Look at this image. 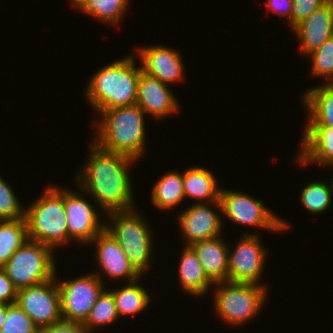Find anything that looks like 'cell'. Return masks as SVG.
Listing matches in <instances>:
<instances>
[{
    "label": "cell",
    "instance_id": "35",
    "mask_svg": "<svg viewBox=\"0 0 333 333\" xmlns=\"http://www.w3.org/2000/svg\"><path fill=\"white\" fill-rule=\"evenodd\" d=\"M266 11L287 17V25L291 28L292 0H266ZM268 9V10H267Z\"/></svg>",
    "mask_w": 333,
    "mask_h": 333
},
{
    "label": "cell",
    "instance_id": "5",
    "mask_svg": "<svg viewBox=\"0 0 333 333\" xmlns=\"http://www.w3.org/2000/svg\"><path fill=\"white\" fill-rule=\"evenodd\" d=\"M105 230L119 243L134 269L144 277L153 259V238L148 221L137 208L106 214ZM145 218V219H144Z\"/></svg>",
    "mask_w": 333,
    "mask_h": 333
},
{
    "label": "cell",
    "instance_id": "31",
    "mask_svg": "<svg viewBox=\"0 0 333 333\" xmlns=\"http://www.w3.org/2000/svg\"><path fill=\"white\" fill-rule=\"evenodd\" d=\"M0 333H39L31 318L16 304H8Z\"/></svg>",
    "mask_w": 333,
    "mask_h": 333
},
{
    "label": "cell",
    "instance_id": "26",
    "mask_svg": "<svg viewBox=\"0 0 333 333\" xmlns=\"http://www.w3.org/2000/svg\"><path fill=\"white\" fill-rule=\"evenodd\" d=\"M25 218L0 220V268L28 241Z\"/></svg>",
    "mask_w": 333,
    "mask_h": 333
},
{
    "label": "cell",
    "instance_id": "27",
    "mask_svg": "<svg viewBox=\"0 0 333 333\" xmlns=\"http://www.w3.org/2000/svg\"><path fill=\"white\" fill-rule=\"evenodd\" d=\"M324 180L311 181L304 186L300 192V202L304 209L313 215L327 212L331 207L333 198V189L329 183Z\"/></svg>",
    "mask_w": 333,
    "mask_h": 333
},
{
    "label": "cell",
    "instance_id": "4",
    "mask_svg": "<svg viewBox=\"0 0 333 333\" xmlns=\"http://www.w3.org/2000/svg\"><path fill=\"white\" fill-rule=\"evenodd\" d=\"M33 203L25 206L28 239L50 247L54 252L68 245L64 188L48 185Z\"/></svg>",
    "mask_w": 333,
    "mask_h": 333
},
{
    "label": "cell",
    "instance_id": "6",
    "mask_svg": "<svg viewBox=\"0 0 333 333\" xmlns=\"http://www.w3.org/2000/svg\"><path fill=\"white\" fill-rule=\"evenodd\" d=\"M213 288L209 294L214 295L215 315L226 326L242 328L261 314L268 300V288L258 284L224 281L216 282Z\"/></svg>",
    "mask_w": 333,
    "mask_h": 333
},
{
    "label": "cell",
    "instance_id": "28",
    "mask_svg": "<svg viewBox=\"0 0 333 333\" xmlns=\"http://www.w3.org/2000/svg\"><path fill=\"white\" fill-rule=\"evenodd\" d=\"M119 319L113 294L105 289L98 297L89 317L83 324L90 333H93L94 330H97V327L109 326Z\"/></svg>",
    "mask_w": 333,
    "mask_h": 333
},
{
    "label": "cell",
    "instance_id": "32",
    "mask_svg": "<svg viewBox=\"0 0 333 333\" xmlns=\"http://www.w3.org/2000/svg\"><path fill=\"white\" fill-rule=\"evenodd\" d=\"M329 0H292L291 29Z\"/></svg>",
    "mask_w": 333,
    "mask_h": 333
},
{
    "label": "cell",
    "instance_id": "38",
    "mask_svg": "<svg viewBox=\"0 0 333 333\" xmlns=\"http://www.w3.org/2000/svg\"><path fill=\"white\" fill-rule=\"evenodd\" d=\"M331 167H333V164H332V165H330V168H331ZM331 169H333V168H331ZM331 181H332V182H329V183L331 184V186H332V189H333V176H332V179H331Z\"/></svg>",
    "mask_w": 333,
    "mask_h": 333
},
{
    "label": "cell",
    "instance_id": "19",
    "mask_svg": "<svg viewBox=\"0 0 333 333\" xmlns=\"http://www.w3.org/2000/svg\"><path fill=\"white\" fill-rule=\"evenodd\" d=\"M222 236L190 245L205 273L214 283L228 281L229 244L224 241Z\"/></svg>",
    "mask_w": 333,
    "mask_h": 333
},
{
    "label": "cell",
    "instance_id": "17",
    "mask_svg": "<svg viewBox=\"0 0 333 333\" xmlns=\"http://www.w3.org/2000/svg\"><path fill=\"white\" fill-rule=\"evenodd\" d=\"M292 33L299 39V53L305 57L333 37V0L296 25Z\"/></svg>",
    "mask_w": 333,
    "mask_h": 333
},
{
    "label": "cell",
    "instance_id": "10",
    "mask_svg": "<svg viewBox=\"0 0 333 333\" xmlns=\"http://www.w3.org/2000/svg\"><path fill=\"white\" fill-rule=\"evenodd\" d=\"M55 273L61 297V314L65 321L84 323L105 284L92 272L71 279H60ZM58 277V278H57Z\"/></svg>",
    "mask_w": 333,
    "mask_h": 333
},
{
    "label": "cell",
    "instance_id": "16",
    "mask_svg": "<svg viewBox=\"0 0 333 333\" xmlns=\"http://www.w3.org/2000/svg\"><path fill=\"white\" fill-rule=\"evenodd\" d=\"M136 104L156 121L180 112L179 99L172 88L144 71L138 78Z\"/></svg>",
    "mask_w": 333,
    "mask_h": 333
},
{
    "label": "cell",
    "instance_id": "11",
    "mask_svg": "<svg viewBox=\"0 0 333 333\" xmlns=\"http://www.w3.org/2000/svg\"><path fill=\"white\" fill-rule=\"evenodd\" d=\"M83 192L79 187L76 192L72 191L71 188H65L64 207L68 221V243H79V245L87 247L105 229V222L100 216L98 208L95 209L96 205L93 206L90 201L86 200L90 196H85V192Z\"/></svg>",
    "mask_w": 333,
    "mask_h": 333
},
{
    "label": "cell",
    "instance_id": "22",
    "mask_svg": "<svg viewBox=\"0 0 333 333\" xmlns=\"http://www.w3.org/2000/svg\"><path fill=\"white\" fill-rule=\"evenodd\" d=\"M183 189L186 198L193 203H212L220 200L221 189L211 170L202 166L188 167L182 172Z\"/></svg>",
    "mask_w": 333,
    "mask_h": 333
},
{
    "label": "cell",
    "instance_id": "18",
    "mask_svg": "<svg viewBox=\"0 0 333 333\" xmlns=\"http://www.w3.org/2000/svg\"><path fill=\"white\" fill-rule=\"evenodd\" d=\"M296 161L299 165H319L321 167L333 164V128L304 127Z\"/></svg>",
    "mask_w": 333,
    "mask_h": 333
},
{
    "label": "cell",
    "instance_id": "1",
    "mask_svg": "<svg viewBox=\"0 0 333 333\" xmlns=\"http://www.w3.org/2000/svg\"><path fill=\"white\" fill-rule=\"evenodd\" d=\"M89 155L76 174L75 182L97 203L101 213L126 211L135 208L130 167L137 160L119 153L103 150L90 141ZM135 203V204H134Z\"/></svg>",
    "mask_w": 333,
    "mask_h": 333
},
{
    "label": "cell",
    "instance_id": "14",
    "mask_svg": "<svg viewBox=\"0 0 333 333\" xmlns=\"http://www.w3.org/2000/svg\"><path fill=\"white\" fill-rule=\"evenodd\" d=\"M92 243L96 251V253L94 252L95 263L99 268H97V272L93 273L104 284L105 276L110 278V281L123 280L126 283L142 278L129 262L119 243L105 229L90 242V244Z\"/></svg>",
    "mask_w": 333,
    "mask_h": 333
},
{
    "label": "cell",
    "instance_id": "9",
    "mask_svg": "<svg viewBox=\"0 0 333 333\" xmlns=\"http://www.w3.org/2000/svg\"><path fill=\"white\" fill-rule=\"evenodd\" d=\"M246 233V234H245ZM237 239L234 248L228 249V281L266 286L262 283L263 271L269 250L262 244L258 232H245ZM232 248V249H231ZM233 250V251H232Z\"/></svg>",
    "mask_w": 333,
    "mask_h": 333
},
{
    "label": "cell",
    "instance_id": "2",
    "mask_svg": "<svg viewBox=\"0 0 333 333\" xmlns=\"http://www.w3.org/2000/svg\"><path fill=\"white\" fill-rule=\"evenodd\" d=\"M145 112L137 105L120 106L93 115L94 138L100 148L139 160L145 155ZM102 117V118H100Z\"/></svg>",
    "mask_w": 333,
    "mask_h": 333
},
{
    "label": "cell",
    "instance_id": "37",
    "mask_svg": "<svg viewBox=\"0 0 333 333\" xmlns=\"http://www.w3.org/2000/svg\"><path fill=\"white\" fill-rule=\"evenodd\" d=\"M81 0H71L72 6H76Z\"/></svg>",
    "mask_w": 333,
    "mask_h": 333
},
{
    "label": "cell",
    "instance_id": "33",
    "mask_svg": "<svg viewBox=\"0 0 333 333\" xmlns=\"http://www.w3.org/2000/svg\"><path fill=\"white\" fill-rule=\"evenodd\" d=\"M18 289L9 279L6 271L0 268V304H14Z\"/></svg>",
    "mask_w": 333,
    "mask_h": 333
},
{
    "label": "cell",
    "instance_id": "24",
    "mask_svg": "<svg viewBox=\"0 0 333 333\" xmlns=\"http://www.w3.org/2000/svg\"><path fill=\"white\" fill-rule=\"evenodd\" d=\"M153 187L151 204L153 203L154 207L161 211H173L175 206L181 205V202L185 200L181 172L176 170L165 172Z\"/></svg>",
    "mask_w": 333,
    "mask_h": 333
},
{
    "label": "cell",
    "instance_id": "36",
    "mask_svg": "<svg viewBox=\"0 0 333 333\" xmlns=\"http://www.w3.org/2000/svg\"><path fill=\"white\" fill-rule=\"evenodd\" d=\"M6 312H7V304H0V329L5 322Z\"/></svg>",
    "mask_w": 333,
    "mask_h": 333
},
{
    "label": "cell",
    "instance_id": "34",
    "mask_svg": "<svg viewBox=\"0 0 333 333\" xmlns=\"http://www.w3.org/2000/svg\"><path fill=\"white\" fill-rule=\"evenodd\" d=\"M39 333H90L83 323L59 321L39 330Z\"/></svg>",
    "mask_w": 333,
    "mask_h": 333
},
{
    "label": "cell",
    "instance_id": "20",
    "mask_svg": "<svg viewBox=\"0 0 333 333\" xmlns=\"http://www.w3.org/2000/svg\"><path fill=\"white\" fill-rule=\"evenodd\" d=\"M301 96L307 113L305 127L333 128V83H320Z\"/></svg>",
    "mask_w": 333,
    "mask_h": 333
},
{
    "label": "cell",
    "instance_id": "13",
    "mask_svg": "<svg viewBox=\"0 0 333 333\" xmlns=\"http://www.w3.org/2000/svg\"><path fill=\"white\" fill-rule=\"evenodd\" d=\"M212 204V205H211ZM216 211H214V209ZM220 211L221 214H219ZM177 222L181 229L184 246L221 236L225 228L222 221V207L220 201L212 203L191 204L177 214Z\"/></svg>",
    "mask_w": 333,
    "mask_h": 333
},
{
    "label": "cell",
    "instance_id": "25",
    "mask_svg": "<svg viewBox=\"0 0 333 333\" xmlns=\"http://www.w3.org/2000/svg\"><path fill=\"white\" fill-rule=\"evenodd\" d=\"M131 0H81L74 8L109 26L121 23Z\"/></svg>",
    "mask_w": 333,
    "mask_h": 333
},
{
    "label": "cell",
    "instance_id": "23",
    "mask_svg": "<svg viewBox=\"0 0 333 333\" xmlns=\"http://www.w3.org/2000/svg\"><path fill=\"white\" fill-rule=\"evenodd\" d=\"M140 279L125 284L123 287H116L109 291L113 294L116 309L119 317L134 316L145 312L151 305V297L148 289L140 284ZM145 310V311H144Z\"/></svg>",
    "mask_w": 333,
    "mask_h": 333
},
{
    "label": "cell",
    "instance_id": "21",
    "mask_svg": "<svg viewBox=\"0 0 333 333\" xmlns=\"http://www.w3.org/2000/svg\"><path fill=\"white\" fill-rule=\"evenodd\" d=\"M178 263V282L190 296L203 297L210 292L214 282L207 276L199 259L190 246H184Z\"/></svg>",
    "mask_w": 333,
    "mask_h": 333
},
{
    "label": "cell",
    "instance_id": "7",
    "mask_svg": "<svg viewBox=\"0 0 333 333\" xmlns=\"http://www.w3.org/2000/svg\"><path fill=\"white\" fill-rule=\"evenodd\" d=\"M50 247L28 240L4 265L9 279L19 290L45 283L55 277L58 264Z\"/></svg>",
    "mask_w": 333,
    "mask_h": 333
},
{
    "label": "cell",
    "instance_id": "8",
    "mask_svg": "<svg viewBox=\"0 0 333 333\" xmlns=\"http://www.w3.org/2000/svg\"><path fill=\"white\" fill-rule=\"evenodd\" d=\"M219 201L223 217L225 215V218L230 219L232 223L275 233H283L291 226L289 222L268 209L262 200L245 192L221 188Z\"/></svg>",
    "mask_w": 333,
    "mask_h": 333
},
{
    "label": "cell",
    "instance_id": "30",
    "mask_svg": "<svg viewBox=\"0 0 333 333\" xmlns=\"http://www.w3.org/2000/svg\"><path fill=\"white\" fill-rule=\"evenodd\" d=\"M16 194L0 175V220L25 218V207Z\"/></svg>",
    "mask_w": 333,
    "mask_h": 333
},
{
    "label": "cell",
    "instance_id": "12",
    "mask_svg": "<svg viewBox=\"0 0 333 333\" xmlns=\"http://www.w3.org/2000/svg\"><path fill=\"white\" fill-rule=\"evenodd\" d=\"M15 303L39 330L63 320L61 297L55 277L45 283L19 289Z\"/></svg>",
    "mask_w": 333,
    "mask_h": 333
},
{
    "label": "cell",
    "instance_id": "15",
    "mask_svg": "<svg viewBox=\"0 0 333 333\" xmlns=\"http://www.w3.org/2000/svg\"><path fill=\"white\" fill-rule=\"evenodd\" d=\"M135 52V57L139 58V65L145 73L166 85L184 81V60L177 49L156 44L137 47Z\"/></svg>",
    "mask_w": 333,
    "mask_h": 333
},
{
    "label": "cell",
    "instance_id": "3",
    "mask_svg": "<svg viewBox=\"0 0 333 333\" xmlns=\"http://www.w3.org/2000/svg\"><path fill=\"white\" fill-rule=\"evenodd\" d=\"M133 55L128 54L105 64L90 76L84 96L94 112L136 104L137 83L142 71Z\"/></svg>",
    "mask_w": 333,
    "mask_h": 333
},
{
    "label": "cell",
    "instance_id": "29",
    "mask_svg": "<svg viewBox=\"0 0 333 333\" xmlns=\"http://www.w3.org/2000/svg\"><path fill=\"white\" fill-rule=\"evenodd\" d=\"M307 58L312 62L310 75L323 78L325 83H333V37L310 53Z\"/></svg>",
    "mask_w": 333,
    "mask_h": 333
}]
</instances>
